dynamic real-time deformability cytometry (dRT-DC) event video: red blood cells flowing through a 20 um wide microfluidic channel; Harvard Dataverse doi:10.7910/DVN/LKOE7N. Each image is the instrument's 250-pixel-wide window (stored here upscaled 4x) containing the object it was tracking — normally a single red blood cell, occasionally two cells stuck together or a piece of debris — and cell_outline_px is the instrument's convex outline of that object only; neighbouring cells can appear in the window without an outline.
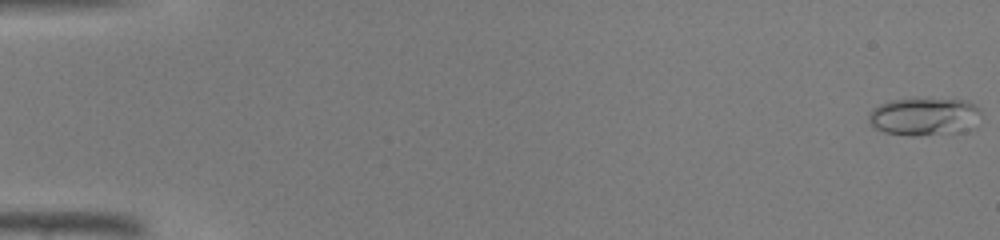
{"species": "common noctule bat (a hibernating species)", "species_latin": "Nyctalus noctula", "temperature_condition": "warm", "stored_images_in_passage": 44, "camera_frame_rate_fps": 3000, "um_per_image_px": 0.085, "animal": {"sex": "male", "body_mass_g": 19.0, "forearm_length_mm": 50.8}, "frame": {"image": 1, "passage_image": 1, "time_ms": 0.0, "image_size_px": [1000, 240], "cell_outline_px": [[980, 112], [960, 132], [916, 136], [908, 136], [884, 132], [876, 128], [868, 120], [868, 116], [872, 108], [880, 104], [892, 100], [960, 100], [972, 104], [980, 108]], "centroid_in_image_um": [78.43, 9.92], "position_along_channel_um": 6.6, "area_um2": 23.7}}
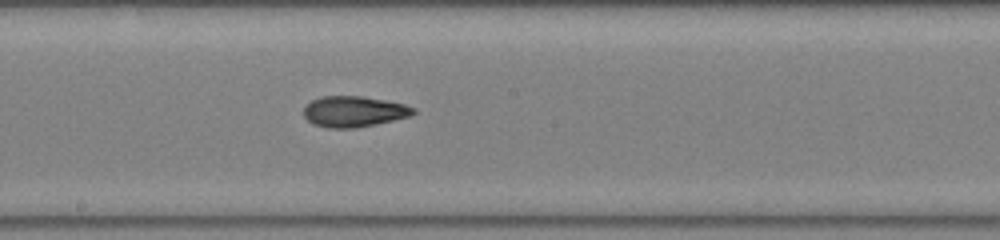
{"frame": {"image": 2, "passage_image": 26, "time_ms": 8.333, "image_size_px": [1000, 240], "cell_outline_px": [[416, 112], [408, 116], [376, 124], [356, 128], [328, 128], [312, 124], [304, 116], [304, 108], [312, 100], [320, 96], [360, 96], [384, 100], [404, 104], [416, 108]], "centroid_in_image_um": [30.06, 9.48], "position_along_channel_um": 218.1, "area_um2": 19.59}}
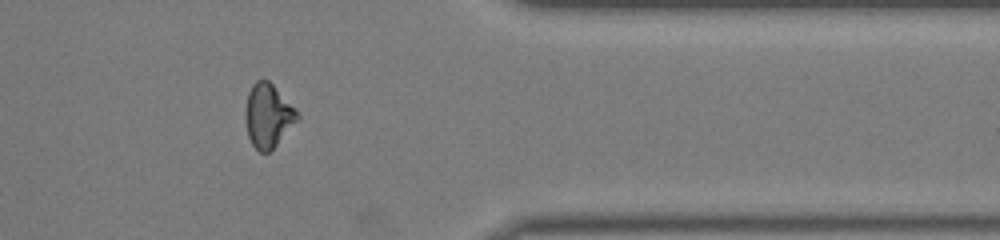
{"frame": {"image": 3, "passage_image": 38, "time_ms": 12.333, "image_size_px": [1000, 240], "cell_outline_px": [[300, 120], [268, 152], [260, 152], [252, 144], [248, 136], [244, 116], [244, 108], [248, 92], [252, 84], [256, 80], [268, 80], [272, 84], [300, 116]], "centroid_in_image_um": [22.75, 9.83], "position_along_channel_um": 388.6, "area_um2": 19.13}}